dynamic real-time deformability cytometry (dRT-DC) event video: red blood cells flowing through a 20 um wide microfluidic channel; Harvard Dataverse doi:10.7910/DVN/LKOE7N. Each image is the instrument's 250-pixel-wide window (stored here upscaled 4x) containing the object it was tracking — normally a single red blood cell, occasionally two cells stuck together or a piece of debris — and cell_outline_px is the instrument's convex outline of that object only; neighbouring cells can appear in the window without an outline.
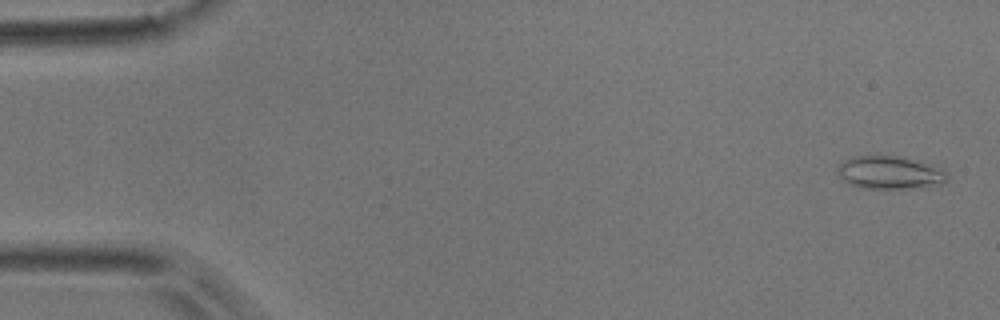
{"species": "common noctule bat (a hibernating species)", "species_latin": "Nyctalus noctula", "temperature_condition": "room temperature", "stored_images_in_passage": 8, "camera_frame_rate_fps": 3000, "um_per_image_px": 0.085, "animal": {"sex": "male", "body_mass_g": 17.9}, "frame": {"image": 1, "passage_image": 1, "time_ms": 0.0, "image_size_px": [1000, 320], "cell_outline_px": [[948, 180], [944, 184], [932, 188], [860, 188], [848, 184], [836, 172], [840, 164], [844, 160], [852, 156], [900, 156], [944, 168], [948, 172]], "centroid_in_image_um": [75.71, 14.69], "position_along_channel_um": 9.3, "area_um2": 21.56}}
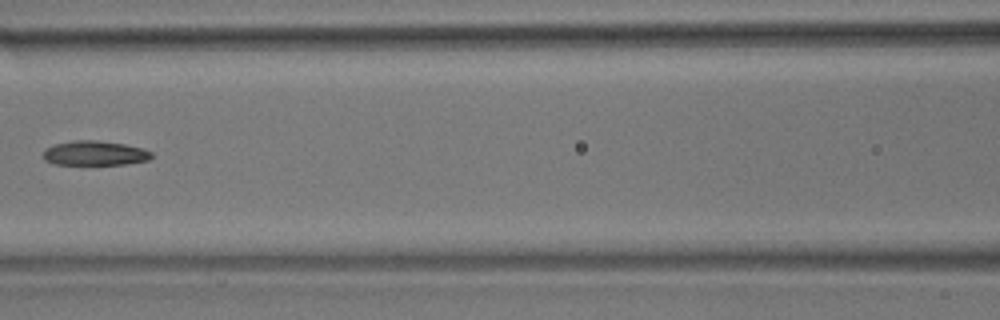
{"frame": {"image": 2, "passage_image": 6, "time_ms": 1.667, "image_size_px": [1000, 320], "cell_outline_px": [[152, 156], [148, 160], [124, 164], [52, 164], [44, 160], [40, 156], [44, 148], [52, 144], [72, 140], [96, 140], [124, 144], [144, 148], [152, 152]], "centroid_in_image_um": [7.97, 13.01], "position_along_channel_um": 158.6, "area_um2": 15.78}}
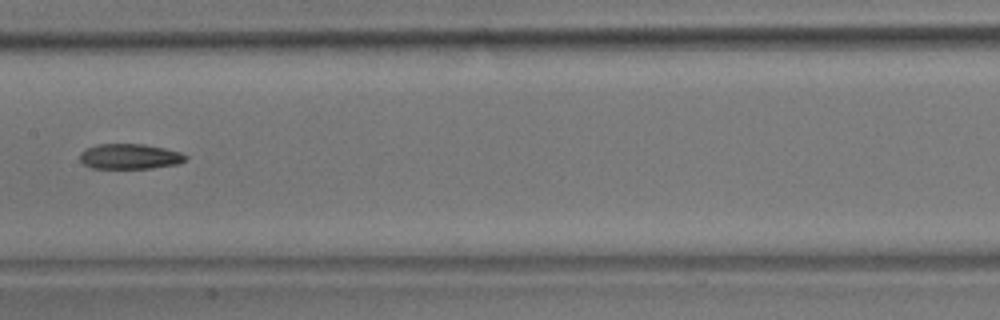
{"frame": {"image": 3, "passage_image": 7, "time_ms": 2.0, "image_size_px": [1000, 320], "cell_outline_px": [[188, 160], [180, 164], [152, 168], [92, 168], [84, 164], [80, 160], [80, 152], [84, 148], [96, 144], [144, 144], [164, 148], [180, 152], [188, 156]], "centroid_in_image_um": [11.05, 13.29], "position_along_channel_um": 196.4, "area_um2": 15.78}}